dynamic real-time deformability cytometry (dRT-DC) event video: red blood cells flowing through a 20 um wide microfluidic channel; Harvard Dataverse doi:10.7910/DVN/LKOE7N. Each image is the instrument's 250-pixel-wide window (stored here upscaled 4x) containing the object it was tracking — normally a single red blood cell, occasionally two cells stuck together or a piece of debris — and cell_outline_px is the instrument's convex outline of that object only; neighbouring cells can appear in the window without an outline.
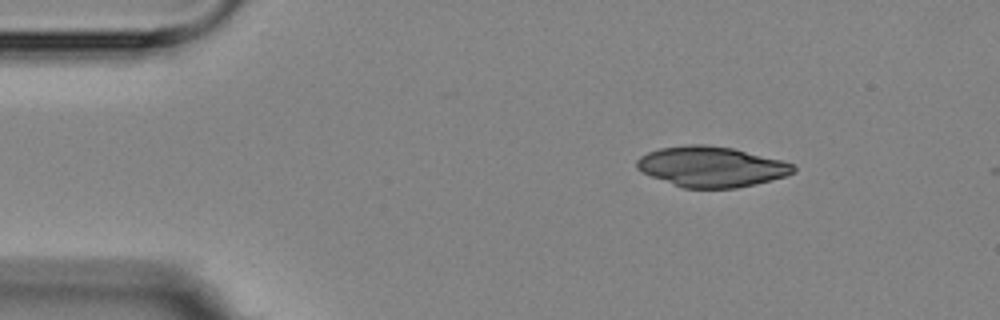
{"species": "Egyptian fruit bat (a non-hibernating species)", "species_latin": "Rousettus aegyptiacus", "temperature_condition": "room temperature", "stored_images_in_passage": 3, "camera_frame_rate_fps": 3000, "um_per_image_px": 0.085, "animal": {"sex": "female"}, "frame": {"image": 1, "passage_image": 1, "time_ms": 0.0, "image_size_px": [1000, 320], "cell_outline_px": [[796, 172], [784, 176], [736, 188], [684, 188], [652, 176], [636, 168], [636, 160], [640, 156], [648, 152], [660, 148], [688, 144], [704, 144], [732, 148], [780, 160], [792, 164], [796, 168]], "centroid_in_image_um": [60.43, 14.16], "position_along_channel_um": 24.6, "area_um2": 36.36}}